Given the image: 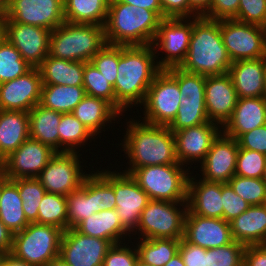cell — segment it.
I'll return each mask as SVG.
<instances>
[{
  "mask_svg": "<svg viewBox=\"0 0 266 266\" xmlns=\"http://www.w3.org/2000/svg\"><path fill=\"white\" fill-rule=\"evenodd\" d=\"M42 77L39 68L0 84V110L29 112L40 103Z\"/></svg>",
  "mask_w": 266,
  "mask_h": 266,
  "instance_id": "ffe728a7",
  "label": "cell"
},
{
  "mask_svg": "<svg viewBox=\"0 0 266 266\" xmlns=\"http://www.w3.org/2000/svg\"><path fill=\"white\" fill-rule=\"evenodd\" d=\"M0 220L11 231L16 234L24 230L27 221L23 201L19 197L17 185L2 173V194L0 198Z\"/></svg>",
  "mask_w": 266,
  "mask_h": 266,
  "instance_id": "1f68e13d",
  "label": "cell"
},
{
  "mask_svg": "<svg viewBox=\"0 0 266 266\" xmlns=\"http://www.w3.org/2000/svg\"><path fill=\"white\" fill-rule=\"evenodd\" d=\"M266 155L257 151L239 148L235 175L247 178H262Z\"/></svg>",
  "mask_w": 266,
  "mask_h": 266,
  "instance_id": "f6af8a7d",
  "label": "cell"
},
{
  "mask_svg": "<svg viewBox=\"0 0 266 266\" xmlns=\"http://www.w3.org/2000/svg\"><path fill=\"white\" fill-rule=\"evenodd\" d=\"M29 137L28 112L0 110V168L4 159Z\"/></svg>",
  "mask_w": 266,
  "mask_h": 266,
  "instance_id": "f1b7e54d",
  "label": "cell"
},
{
  "mask_svg": "<svg viewBox=\"0 0 266 266\" xmlns=\"http://www.w3.org/2000/svg\"><path fill=\"white\" fill-rule=\"evenodd\" d=\"M221 132L222 127L211 121L174 132L178 162L186 168L201 163Z\"/></svg>",
  "mask_w": 266,
  "mask_h": 266,
  "instance_id": "ac0fdd59",
  "label": "cell"
},
{
  "mask_svg": "<svg viewBox=\"0 0 266 266\" xmlns=\"http://www.w3.org/2000/svg\"><path fill=\"white\" fill-rule=\"evenodd\" d=\"M0 266H34L16 258L13 254L7 253Z\"/></svg>",
  "mask_w": 266,
  "mask_h": 266,
  "instance_id": "6125c7cd",
  "label": "cell"
},
{
  "mask_svg": "<svg viewBox=\"0 0 266 266\" xmlns=\"http://www.w3.org/2000/svg\"><path fill=\"white\" fill-rule=\"evenodd\" d=\"M237 140L239 148L257 151L266 155V124L242 134Z\"/></svg>",
  "mask_w": 266,
  "mask_h": 266,
  "instance_id": "db71d44e",
  "label": "cell"
},
{
  "mask_svg": "<svg viewBox=\"0 0 266 266\" xmlns=\"http://www.w3.org/2000/svg\"><path fill=\"white\" fill-rule=\"evenodd\" d=\"M228 184L250 206L266 204V183L261 178L234 175Z\"/></svg>",
  "mask_w": 266,
  "mask_h": 266,
  "instance_id": "7bdbcfd3",
  "label": "cell"
},
{
  "mask_svg": "<svg viewBox=\"0 0 266 266\" xmlns=\"http://www.w3.org/2000/svg\"><path fill=\"white\" fill-rule=\"evenodd\" d=\"M12 181L18 187L27 221L37 223L39 206L46 193L45 188L37 178H19Z\"/></svg>",
  "mask_w": 266,
  "mask_h": 266,
  "instance_id": "60d3db41",
  "label": "cell"
},
{
  "mask_svg": "<svg viewBox=\"0 0 266 266\" xmlns=\"http://www.w3.org/2000/svg\"><path fill=\"white\" fill-rule=\"evenodd\" d=\"M38 68L43 84L83 86L84 62L48 55Z\"/></svg>",
  "mask_w": 266,
  "mask_h": 266,
  "instance_id": "4dcf8cb0",
  "label": "cell"
},
{
  "mask_svg": "<svg viewBox=\"0 0 266 266\" xmlns=\"http://www.w3.org/2000/svg\"><path fill=\"white\" fill-rule=\"evenodd\" d=\"M179 253L186 266H207V249L180 240Z\"/></svg>",
  "mask_w": 266,
  "mask_h": 266,
  "instance_id": "11a10c76",
  "label": "cell"
},
{
  "mask_svg": "<svg viewBox=\"0 0 266 266\" xmlns=\"http://www.w3.org/2000/svg\"><path fill=\"white\" fill-rule=\"evenodd\" d=\"M8 6V0H0V17L6 12Z\"/></svg>",
  "mask_w": 266,
  "mask_h": 266,
  "instance_id": "03108f58",
  "label": "cell"
},
{
  "mask_svg": "<svg viewBox=\"0 0 266 266\" xmlns=\"http://www.w3.org/2000/svg\"><path fill=\"white\" fill-rule=\"evenodd\" d=\"M238 151V140L221 132L200 163L201 166L198 165L202 176L198 173L196 175L206 181L228 183L235 175Z\"/></svg>",
  "mask_w": 266,
  "mask_h": 266,
  "instance_id": "d6986e66",
  "label": "cell"
},
{
  "mask_svg": "<svg viewBox=\"0 0 266 266\" xmlns=\"http://www.w3.org/2000/svg\"><path fill=\"white\" fill-rule=\"evenodd\" d=\"M136 239L139 260L150 266H164L179 253V239Z\"/></svg>",
  "mask_w": 266,
  "mask_h": 266,
  "instance_id": "8d00e7d4",
  "label": "cell"
},
{
  "mask_svg": "<svg viewBox=\"0 0 266 266\" xmlns=\"http://www.w3.org/2000/svg\"><path fill=\"white\" fill-rule=\"evenodd\" d=\"M112 245L108 240L87 236L75 228H69L63 231L59 256L69 266H102Z\"/></svg>",
  "mask_w": 266,
  "mask_h": 266,
  "instance_id": "e0dca14e",
  "label": "cell"
},
{
  "mask_svg": "<svg viewBox=\"0 0 266 266\" xmlns=\"http://www.w3.org/2000/svg\"><path fill=\"white\" fill-rule=\"evenodd\" d=\"M186 212L187 202L150 200L141 213L137 229L132 233L135 235L133 239L138 235V239L181 240L184 236Z\"/></svg>",
  "mask_w": 266,
  "mask_h": 266,
  "instance_id": "ba28073f",
  "label": "cell"
},
{
  "mask_svg": "<svg viewBox=\"0 0 266 266\" xmlns=\"http://www.w3.org/2000/svg\"><path fill=\"white\" fill-rule=\"evenodd\" d=\"M94 197L96 213L101 210H112L116 208L113 187L97 171H94Z\"/></svg>",
  "mask_w": 266,
  "mask_h": 266,
  "instance_id": "816d5d0a",
  "label": "cell"
},
{
  "mask_svg": "<svg viewBox=\"0 0 266 266\" xmlns=\"http://www.w3.org/2000/svg\"><path fill=\"white\" fill-rule=\"evenodd\" d=\"M106 44L104 26L64 22L51 31L48 55L86 63Z\"/></svg>",
  "mask_w": 266,
  "mask_h": 266,
  "instance_id": "5b68a950",
  "label": "cell"
},
{
  "mask_svg": "<svg viewBox=\"0 0 266 266\" xmlns=\"http://www.w3.org/2000/svg\"><path fill=\"white\" fill-rule=\"evenodd\" d=\"M85 178L80 189L67 197V229L75 228L81 221L96 213L94 197V170Z\"/></svg>",
  "mask_w": 266,
  "mask_h": 266,
  "instance_id": "d6a6232c",
  "label": "cell"
},
{
  "mask_svg": "<svg viewBox=\"0 0 266 266\" xmlns=\"http://www.w3.org/2000/svg\"><path fill=\"white\" fill-rule=\"evenodd\" d=\"M37 223L67 230L66 196L46 192L38 210Z\"/></svg>",
  "mask_w": 266,
  "mask_h": 266,
  "instance_id": "f35d334b",
  "label": "cell"
},
{
  "mask_svg": "<svg viewBox=\"0 0 266 266\" xmlns=\"http://www.w3.org/2000/svg\"><path fill=\"white\" fill-rule=\"evenodd\" d=\"M223 219L231 222L246 211L250 204L237 195L228 183H222Z\"/></svg>",
  "mask_w": 266,
  "mask_h": 266,
  "instance_id": "f907efd6",
  "label": "cell"
},
{
  "mask_svg": "<svg viewBox=\"0 0 266 266\" xmlns=\"http://www.w3.org/2000/svg\"><path fill=\"white\" fill-rule=\"evenodd\" d=\"M238 96L228 73L206 76L205 106L209 121L221 127L231 118Z\"/></svg>",
  "mask_w": 266,
  "mask_h": 266,
  "instance_id": "7402d4cb",
  "label": "cell"
},
{
  "mask_svg": "<svg viewBox=\"0 0 266 266\" xmlns=\"http://www.w3.org/2000/svg\"><path fill=\"white\" fill-rule=\"evenodd\" d=\"M72 113L95 137L110 129L111 121L120 120L122 116L108 101L89 95L76 105Z\"/></svg>",
  "mask_w": 266,
  "mask_h": 266,
  "instance_id": "83f0119b",
  "label": "cell"
},
{
  "mask_svg": "<svg viewBox=\"0 0 266 266\" xmlns=\"http://www.w3.org/2000/svg\"><path fill=\"white\" fill-rule=\"evenodd\" d=\"M183 239L204 249L218 248L232 243L230 222L186 212Z\"/></svg>",
  "mask_w": 266,
  "mask_h": 266,
  "instance_id": "44dd1931",
  "label": "cell"
},
{
  "mask_svg": "<svg viewBox=\"0 0 266 266\" xmlns=\"http://www.w3.org/2000/svg\"><path fill=\"white\" fill-rule=\"evenodd\" d=\"M46 266H69L60 256L51 260Z\"/></svg>",
  "mask_w": 266,
  "mask_h": 266,
  "instance_id": "e7e4bbea",
  "label": "cell"
},
{
  "mask_svg": "<svg viewBox=\"0 0 266 266\" xmlns=\"http://www.w3.org/2000/svg\"><path fill=\"white\" fill-rule=\"evenodd\" d=\"M191 167L180 163L152 165L141 168H127L151 200L187 202L188 178Z\"/></svg>",
  "mask_w": 266,
  "mask_h": 266,
  "instance_id": "8992f818",
  "label": "cell"
},
{
  "mask_svg": "<svg viewBox=\"0 0 266 266\" xmlns=\"http://www.w3.org/2000/svg\"><path fill=\"white\" fill-rule=\"evenodd\" d=\"M161 21L155 11L109 0L104 26L106 42L119 46L152 45Z\"/></svg>",
  "mask_w": 266,
  "mask_h": 266,
  "instance_id": "277c9868",
  "label": "cell"
},
{
  "mask_svg": "<svg viewBox=\"0 0 266 266\" xmlns=\"http://www.w3.org/2000/svg\"><path fill=\"white\" fill-rule=\"evenodd\" d=\"M164 266H186L183 262V259L180 253L176 254L174 257L171 258Z\"/></svg>",
  "mask_w": 266,
  "mask_h": 266,
  "instance_id": "be15d7a7",
  "label": "cell"
},
{
  "mask_svg": "<svg viewBox=\"0 0 266 266\" xmlns=\"http://www.w3.org/2000/svg\"><path fill=\"white\" fill-rule=\"evenodd\" d=\"M243 266H266V245L246 246Z\"/></svg>",
  "mask_w": 266,
  "mask_h": 266,
  "instance_id": "6f0895ef",
  "label": "cell"
},
{
  "mask_svg": "<svg viewBox=\"0 0 266 266\" xmlns=\"http://www.w3.org/2000/svg\"><path fill=\"white\" fill-rule=\"evenodd\" d=\"M231 64L222 41L220 20L193 17L189 49L179 68L203 76H213L228 73Z\"/></svg>",
  "mask_w": 266,
  "mask_h": 266,
  "instance_id": "3957f363",
  "label": "cell"
},
{
  "mask_svg": "<svg viewBox=\"0 0 266 266\" xmlns=\"http://www.w3.org/2000/svg\"><path fill=\"white\" fill-rule=\"evenodd\" d=\"M135 266H150V265L144 264L141 260L138 259Z\"/></svg>",
  "mask_w": 266,
  "mask_h": 266,
  "instance_id": "89a4df30",
  "label": "cell"
},
{
  "mask_svg": "<svg viewBox=\"0 0 266 266\" xmlns=\"http://www.w3.org/2000/svg\"><path fill=\"white\" fill-rule=\"evenodd\" d=\"M166 70L177 80L183 97H205L206 76L187 72L179 67Z\"/></svg>",
  "mask_w": 266,
  "mask_h": 266,
  "instance_id": "7dc6e473",
  "label": "cell"
},
{
  "mask_svg": "<svg viewBox=\"0 0 266 266\" xmlns=\"http://www.w3.org/2000/svg\"><path fill=\"white\" fill-rule=\"evenodd\" d=\"M55 154L48 145L29 137L4 159L0 171L10 180L37 178Z\"/></svg>",
  "mask_w": 266,
  "mask_h": 266,
  "instance_id": "9a60e30c",
  "label": "cell"
},
{
  "mask_svg": "<svg viewBox=\"0 0 266 266\" xmlns=\"http://www.w3.org/2000/svg\"><path fill=\"white\" fill-rule=\"evenodd\" d=\"M125 241L124 243L113 244L107 251L102 266H135L139 259L136 245L132 247Z\"/></svg>",
  "mask_w": 266,
  "mask_h": 266,
  "instance_id": "c3c4849f",
  "label": "cell"
},
{
  "mask_svg": "<svg viewBox=\"0 0 266 266\" xmlns=\"http://www.w3.org/2000/svg\"><path fill=\"white\" fill-rule=\"evenodd\" d=\"M13 245V234L0 220V250L10 253Z\"/></svg>",
  "mask_w": 266,
  "mask_h": 266,
  "instance_id": "94428289",
  "label": "cell"
},
{
  "mask_svg": "<svg viewBox=\"0 0 266 266\" xmlns=\"http://www.w3.org/2000/svg\"><path fill=\"white\" fill-rule=\"evenodd\" d=\"M28 113L30 138L40 141L59 152L58 126L62 113L46 108L40 103Z\"/></svg>",
  "mask_w": 266,
  "mask_h": 266,
  "instance_id": "f546056e",
  "label": "cell"
},
{
  "mask_svg": "<svg viewBox=\"0 0 266 266\" xmlns=\"http://www.w3.org/2000/svg\"><path fill=\"white\" fill-rule=\"evenodd\" d=\"M189 18L204 16L210 9L211 0H188Z\"/></svg>",
  "mask_w": 266,
  "mask_h": 266,
  "instance_id": "91938a15",
  "label": "cell"
},
{
  "mask_svg": "<svg viewBox=\"0 0 266 266\" xmlns=\"http://www.w3.org/2000/svg\"><path fill=\"white\" fill-rule=\"evenodd\" d=\"M6 254L7 253L5 251L0 250V265H1V262L4 259V257L6 256Z\"/></svg>",
  "mask_w": 266,
  "mask_h": 266,
  "instance_id": "a7ac6f4b",
  "label": "cell"
},
{
  "mask_svg": "<svg viewBox=\"0 0 266 266\" xmlns=\"http://www.w3.org/2000/svg\"><path fill=\"white\" fill-rule=\"evenodd\" d=\"M245 247L233 241L228 245L207 249V266H243Z\"/></svg>",
  "mask_w": 266,
  "mask_h": 266,
  "instance_id": "ee69618b",
  "label": "cell"
},
{
  "mask_svg": "<svg viewBox=\"0 0 266 266\" xmlns=\"http://www.w3.org/2000/svg\"><path fill=\"white\" fill-rule=\"evenodd\" d=\"M58 132L59 152L79 153L81 146L85 147L87 141L96 138L73 113H62Z\"/></svg>",
  "mask_w": 266,
  "mask_h": 266,
  "instance_id": "d590c367",
  "label": "cell"
},
{
  "mask_svg": "<svg viewBox=\"0 0 266 266\" xmlns=\"http://www.w3.org/2000/svg\"><path fill=\"white\" fill-rule=\"evenodd\" d=\"M112 187L116 198V212L122 225L132 234L140 221L141 213L151 200L131 174L96 170Z\"/></svg>",
  "mask_w": 266,
  "mask_h": 266,
  "instance_id": "30bf717a",
  "label": "cell"
},
{
  "mask_svg": "<svg viewBox=\"0 0 266 266\" xmlns=\"http://www.w3.org/2000/svg\"><path fill=\"white\" fill-rule=\"evenodd\" d=\"M4 37V31H3V27L0 23V40Z\"/></svg>",
  "mask_w": 266,
  "mask_h": 266,
  "instance_id": "8c879c8a",
  "label": "cell"
},
{
  "mask_svg": "<svg viewBox=\"0 0 266 266\" xmlns=\"http://www.w3.org/2000/svg\"><path fill=\"white\" fill-rule=\"evenodd\" d=\"M109 0H64L65 22L105 26Z\"/></svg>",
  "mask_w": 266,
  "mask_h": 266,
  "instance_id": "836d02e7",
  "label": "cell"
},
{
  "mask_svg": "<svg viewBox=\"0 0 266 266\" xmlns=\"http://www.w3.org/2000/svg\"><path fill=\"white\" fill-rule=\"evenodd\" d=\"M85 96L83 86L43 84L40 104L61 113H72Z\"/></svg>",
  "mask_w": 266,
  "mask_h": 266,
  "instance_id": "e575fe53",
  "label": "cell"
},
{
  "mask_svg": "<svg viewBox=\"0 0 266 266\" xmlns=\"http://www.w3.org/2000/svg\"><path fill=\"white\" fill-rule=\"evenodd\" d=\"M4 37L21 53L33 68H38L48 56L51 31L46 28L13 21H0Z\"/></svg>",
  "mask_w": 266,
  "mask_h": 266,
  "instance_id": "2e32d148",
  "label": "cell"
},
{
  "mask_svg": "<svg viewBox=\"0 0 266 266\" xmlns=\"http://www.w3.org/2000/svg\"><path fill=\"white\" fill-rule=\"evenodd\" d=\"M75 229L84 235L108 240L112 244L125 241L129 243L131 236H133L130 235L131 233L122 225L115 209L101 210L98 213L92 214L81 221ZM127 237H129L130 240H127Z\"/></svg>",
  "mask_w": 266,
  "mask_h": 266,
  "instance_id": "4316f807",
  "label": "cell"
},
{
  "mask_svg": "<svg viewBox=\"0 0 266 266\" xmlns=\"http://www.w3.org/2000/svg\"><path fill=\"white\" fill-rule=\"evenodd\" d=\"M231 234L234 241L249 245H265L266 204L250 206L231 222Z\"/></svg>",
  "mask_w": 266,
  "mask_h": 266,
  "instance_id": "484cf974",
  "label": "cell"
},
{
  "mask_svg": "<svg viewBox=\"0 0 266 266\" xmlns=\"http://www.w3.org/2000/svg\"><path fill=\"white\" fill-rule=\"evenodd\" d=\"M220 31L232 62L265 57L266 28L234 19L220 20Z\"/></svg>",
  "mask_w": 266,
  "mask_h": 266,
  "instance_id": "7c38bea8",
  "label": "cell"
},
{
  "mask_svg": "<svg viewBox=\"0 0 266 266\" xmlns=\"http://www.w3.org/2000/svg\"><path fill=\"white\" fill-rule=\"evenodd\" d=\"M83 87L86 95L106 100L116 109L113 85L91 62L84 63Z\"/></svg>",
  "mask_w": 266,
  "mask_h": 266,
  "instance_id": "b9f144b4",
  "label": "cell"
},
{
  "mask_svg": "<svg viewBox=\"0 0 266 266\" xmlns=\"http://www.w3.org/2000/svg\"><path fill=\"white\" fill-rule=\"evenodd\" d=\"M265 57L232 62L228 74L238 98L263 97Z\"/></svg>",
  "mask_w": 266,
  "mask_h": 266,
  "instance_id": "d4e9b609",
  "label": "cell"
},
{
  "mask_svg": "<svg viewBox=\"0 0 266 266\" xmlns=\"http://www.w3.org/2000/svg\"><path fill=\"white\" fill-rule=\"evenodd\" d=\"M181 97L177 80L166 69H161L147 90L143 106H140L141 109L144 107L141 120L168 126L181 106Z\"/></svg>",
  "mask_w": 266,
  "mask_h": 266,
  "instance_id": "9c48e42d",
  "label": "cell"
},
{
  "mask_svg": "<svg viewBox=\"0 0 266 266\" xmlns=\"http://www.w3.org/2000/svg\"><path fill=\"white\" fill-rule=\"evenodd\" d=\"M62 234L59 227L29 223L24 230L13 234L10 253L28 264L46 266L59 257Z\"/></svg>",
  "mask_w": 266,
  "mask_h": 266,
  "instance_id": "52a82bcc",
  "label": "cell"
},
{
  "mask_svg": "<svg viewBox=\"0 0 266 266\" xmlns=\"http://www.w3.org/2000/svg\"><path fill=\"white\" fill-rule=\"evenodd\" d=\"M261 179L266 183V166H265V169H264V172H263V176H262Z\"/></svg>",
  "mask_w": 266,
  "mask_h": 266,
  "instance_id": "753ad0ef",
  "label": "cell"
},
{
  "mask_svg": "<svg viewBox=\"0 0 266 266\" xmlns=\"http://www.w3.org/2000/svg\"><path fill=\"white\" fill-rule=\"evenodd\" d=\"M192 26L193 17L162 19L152 43L157 54L156 62L160 69L179 67L185 60L189 49ZM158 52L165 53L163 54L165 56L158 58L161 55Z\"/></svg>",
  "mask_w": 266,
  "mask_h": 266,
  "instance_id": "8fae6325",
  "label": "cell"
},
{
  "mask_svg": "<svg viewBox=\"0 0 266 266\" xmlns=\"http://www.w3.org/2000/svg\"><path fill=\"white\" fill-rule=\"evenodd\" d=\"M130 118L120 146L129 160L128 168L179 163L175 136L168 126L153 125ZM128 126V127H127ZM126 134V135H125ZM127 155V156H126Z\"/></svg>",
  "mask_w": 266,
  "mask_h": 266,
  "instance_id": "7a4b0ae2",
  "label": "cell"
},
{
  "mask_svg": "<svg viewBox=\"0 0 266 266\" xmlns=\"http://www.w3.org/2000/svg\"><path fill=\"white\" fill-rule=\"evenodd\" d=\"M160 70L152 45L121 46L117 78L113 87L116 110L122 117V113L129 108L142 106L147 90Z\"/></svg>",
  "mask_w": 266,
  "mask_h": 266,
  "instance_id": "6da1fadb",
  "label": "cell"
},
{
  "mask_svg": "<svg viewBox=\"0 0 266 266\" xmlns=\"http://www.w3.org/2000/svg\"><path fill=\"white\" fill-rule=\"evenodd\" d=\"M234 20L266 28V0H240Z\"/></svg>",
  "mask_w": 266,
  "mask_h": 266,
  "instance_id": "681fc988",
  "label": "cell"
},
{
  "mask_svg": "<svg viewBox=\"0 0 266 266\" xmlns=\"http://www.w3.org/2000/svg\"><path fill=\"white\" fill-rule=\"evenodd\" d=\"M240 0H211L209 11L204 17L212 20L234 19Z\"/></svg>",
  "mask_w": 266,
  "mask_h": 266,
  "instance_id": "f5cc1de1",
  "label": "cell"
},
{
  "mask_svg": "<svg viewBox=\"0 0 266 266\" xmlns=\"http://www.w3.org/2000/svg\"><path fill=\"white\" fill-rule=\"evenodd\" d=\"M120 55L121 46L106 44L90 61L113 86Z\"/></svg>",
  "mask_w": 266,
  "mask_h": 266,
  "instance_id": "bcb514c9",
  "label": "cell"
},
{
  "mask_svg": "<svg viewBox=\"0 0 266 266\" xmlns=\"http://www.w3.org/2000/svg\"><path fill=\"white\" fill-rule=\"evenodd\" d=\"M181 106L174 120L168 125L174 133L187 127L209 122L205 106V97H181Z\"/></svg>",
  "mask_w": 266,
  "mask_h": 266,
  "instance_id": "74e56055",
  "label": "cell"
},
{
  "mask_svg": "<svg viewBox=\"0 0 266 266\" xmlns=\"http://www.w3.org/2000/svg\"><path fill=\"white\" fill-rule=\"evenodd\" d=\"M32 68L5 37L0 40V84L23 76Z\"/></svg>",
  "mask_w": 266,
  "mask_h": 266,
  "instance_id": "ab89813d",
  "label": "cell"
},
{
  "mask_svg": "<svg viewBox=\"0 0 266 266\" xmlns=\"http://www.w3.org/2000/svg\"><path fill=\"white\" fill-rule=\"evenodd\" d=\"M263 97L266 99V73L264 78Z\"/></svg>",
  "mask_w": 266,
  "mask_h": 266,
  "instance_id": "003e7915",
  "label": "cell"
},
{
  "mask_svg": "<svg viewBox=\"0 0 266 266\" xmlns=\"http://www.w3.org/2000/svg\"><path fill=\"white\" fill-rule=\"evenodd\" d=\"M125 4L137 6L138 8H146L151 11H155L163 19V11L159 0H117Z\"/></svg>",
  "mask_w": 266,
  "mask_h": 266,
  "instance_id": "680465c9",
  "label": "cell"
},
{
  "mask_svg": "<svg viewBox=\"0 0 266 266\" xmlns=\"http://www.w3.org/2000/svg\"><path fill=\"white\" fill-rule=\"evenodd\" d=\"M0 21L29 24L53 31L65 22L64 0H8Z\"/></svg>",
  "mask_w": 266,
  "mask_h": 266,
  "instance_id": "5bb4252c",
  "label": "cell"
},
{
  "mask_svg": "<svg viewBox=\"0 0 266 266\" xmlns=\"http://www.w3.org/2000/svg\"><path fill=\"white\" fill-rule=\"evenodd\" d=\"M164 18H189L188 0H159Z\"/></svg>",
  "mask_w": 266,
  "mask_h": 266,
  "instance_id": "9f6ffc18",
  "label": "cell"
},
{
  "mask_svg": "<svg viewBox=\"0 0 266 266\" xmlns=\"http://www.w3.org/2000/svg\"><path fill=\"white\" fill-rule=\"evenodd\" d=\"M266 124V99L264 97L238 98L231 118L222 132L236 140L244 133Z\"/></svg>",
  "mask_w": 266,
  "mask_h": 266,
  "instance_id": "cb8c5ba5",
  "label": "cell"
},
{
  "mask_svg": "<svg viewBox=\"0 0 266 266\" xmlns=\"http://www.w3.org/2000/svg\"><path fill=\"white\" fill-rule=\"evenodd\" d=\"M2 194V172L0 171V198Z\"/></svg>",
  "mask_w": 266,
  "mask_h": 266,
  "instance_id": "2644e50d",
  "label": "cell"
},
{
  "mask_svg": "<svg viewBox=\"0 0 266 266\" xmlns=\"http://www.w3.org/2000/svg\"><path fill=\"white\" fill-rule=\"evenodd\" d=\"M76 152H56L37 179L46 192L68 196L81 188L83 181L90 174L83 169L84 160Z\"/></svg>",
  "mask_w": 266,
  "mask_h": 266,
  "instance_id": "4fadbf2b",
  "label": "cell"
},
{
  "mask_svg": "<svg viewBox=\"0 0 266 266\" xmlns=\"http://www.w3.org/2000/svg\"><path fill=\"white\" fill-rule=\"evenodd\" d=\"M190 172L187 188V210L203 217L223 219L222 183L197 180Z\"/></svg>",
  "mask_w": 266,
  "mask_h": 266,
  "instance_id": "603a6c76",
  "label": "cell"
}]
</instances>
